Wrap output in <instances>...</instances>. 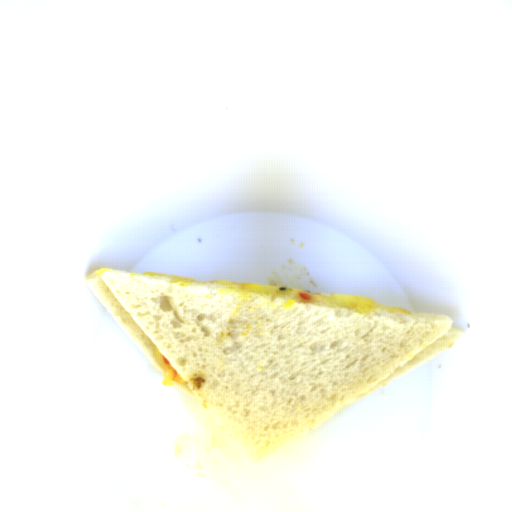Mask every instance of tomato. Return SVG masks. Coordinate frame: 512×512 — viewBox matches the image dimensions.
I'll return each instance as SVG.
<instances>
[{
	"mask_svg": "<svg viewBox=\"0 0 512 512\" xmlns=\"http://www.w3.org/2000/svg\"><path fill=\"white\" fill-rule=\"evenodd\" d=\"M298 295H299L301 298H303L304 300H308V301H310V302H311V301H313V297H312V295H310V294H308V293H306V292H301V291H300Z\"/></svg>",
	"mask_w": 512,
	"mask_h": 512,
	"instance_id": "512abeb7",
	"label": "tomato"
},
{
	"mask_svg": "<svg viewBox=\"0 0 512 512\" xmlns=\"http://www.w3.org/2000/svg\"><path fill=\"white\" fill-rule=\"evenodd\" d=\"M162 363H164L166 366L170 364L166 355H162Z\"/></svg>",
	"mask_w": 512,
	"mask_h": 512,
	"instance_id": "da07e99c",
	"label": "tomato"
}]
</instances>
